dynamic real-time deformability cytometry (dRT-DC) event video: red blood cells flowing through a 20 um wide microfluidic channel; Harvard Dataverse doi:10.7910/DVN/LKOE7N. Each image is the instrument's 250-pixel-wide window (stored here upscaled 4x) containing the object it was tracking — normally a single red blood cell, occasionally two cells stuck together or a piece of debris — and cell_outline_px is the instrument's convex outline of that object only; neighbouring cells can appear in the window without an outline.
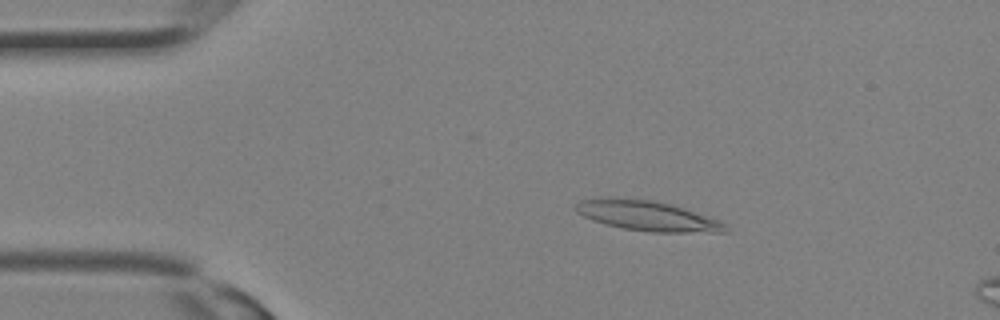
{"species": "Egyptian fruit bat (a non-hibernating species)", "species_latin": "Rousettus aegyptiacus", "temperature_condition": "room temperature", "stored_images_in_passage": 5, "camera_frame_rate_fps": 3000, "um_per_image_px": 0.085, "animal": {"sex": "female"}, "frame": {"image": 1, "passage_image": 1, "time_ms": 0.0, "image_size_px": [1000, 320], "cell_outline_px": [[728, 232], [652, 232], [624, 228], [592, 220], [576, 212], [576, 204], [584, 200], [608, 196], [612, 196], [656, 200], [684, 208], [720, 220], [728, 228]], "centroid_in_image_um": [55.03, 18.32], "position_along_channel_um": 30.0, "area_um2": 26.18}}